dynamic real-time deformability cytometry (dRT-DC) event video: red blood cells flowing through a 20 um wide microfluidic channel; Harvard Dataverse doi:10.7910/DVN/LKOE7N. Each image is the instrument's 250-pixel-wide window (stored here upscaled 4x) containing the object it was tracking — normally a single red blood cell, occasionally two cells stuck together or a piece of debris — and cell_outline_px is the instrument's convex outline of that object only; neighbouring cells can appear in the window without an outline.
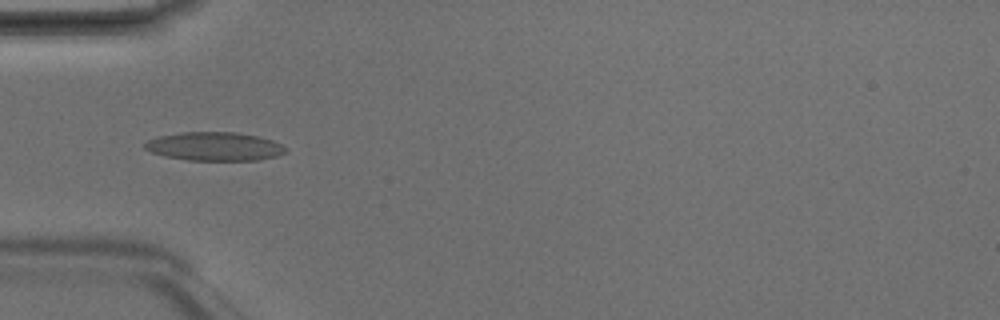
{"species": "Egyptian fruit bat (a non-hibernating species)", "species_latin": "Rousettus aegyptiacus", "temperature_condition": "room temperature", "stored_images_in_passage": 2, "camera_frame_rate_fps": 3000, "um_per_image_px": 0.085, "animal": {"sex": "male"}, "frame": {"image": 1, "passage_image": 2, "time_ms": 0.333, "image_size_px": [1000, 320], "cell_outline_px": [[288, 148], [284, 152], [276, 156], [256, 160], [188, 160], [164, 156], [152, 152], [144, 148], [144, 144], [148, 140], [156, 136], [180, 132], [236, 132], [256, 136], [272, 140]], "centroid_in_image_um": [18.19, 12.44], "position_along_channel_um": 66.8, "area_um2": 23.41}}